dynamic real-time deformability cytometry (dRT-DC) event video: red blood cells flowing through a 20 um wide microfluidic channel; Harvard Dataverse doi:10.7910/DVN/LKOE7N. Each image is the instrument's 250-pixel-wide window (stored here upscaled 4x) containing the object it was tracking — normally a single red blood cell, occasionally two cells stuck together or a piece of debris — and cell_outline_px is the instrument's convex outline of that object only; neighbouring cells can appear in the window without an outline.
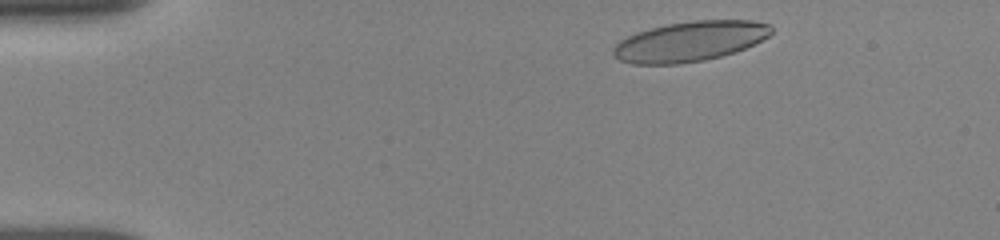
{"species": "human", "species_latin": "Homo sapiens", "temperature_condition": "room temperature", "stored_images_in_passage": 40, "camera_frame_rate_fps": 3000, "um_per_image_px": 0.085, "donor": {"sex": "female"}, "frame": {"image": 1, "passage_image": 7, "time_ms": 0.667, "image_size_px": [1000, 240], "cell_outline_px": [[772, 32], [768, 36], [744, 48], [720, 56], [704, 60], [680, 64], [632, 64], [620, 60], [612, 56], [612, 48], [620, 40], [636, 32], [668, 24], [692, 20], [752, 20], [768, 24], [772, 28]], "centroid_in_image_um": [58.59, 3.52], "position_along_channel_um": 26.4, "area_um2": 36.7}}
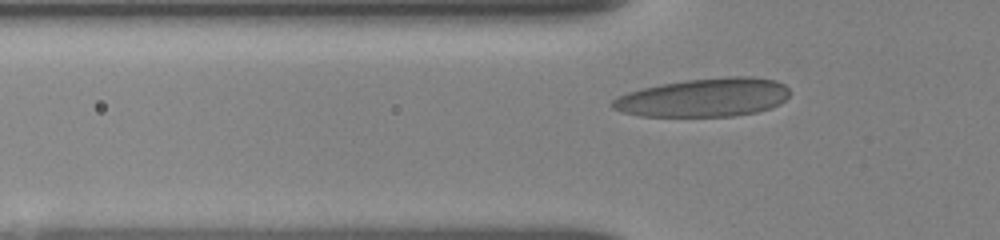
{"frame": {"image": 2, "passage_image": 31, "time_ms": 3.667, "image_size_px": [1000, 240], "cell_outline_px": [[788, 96], [780, 104], [756, 112], [732, 116], [640, 116], [620, 112], [612, 108], [608, 104], [616, 96], [640, 88], [660, 84], [684, 80], [728, 76], [752, 76], [776, 80], [784, 84], [788, 88]], "centroid_in_image_um": [59.78, 8.28], "position_along_channel_um": 66.0, "area_um2": 40.17}}
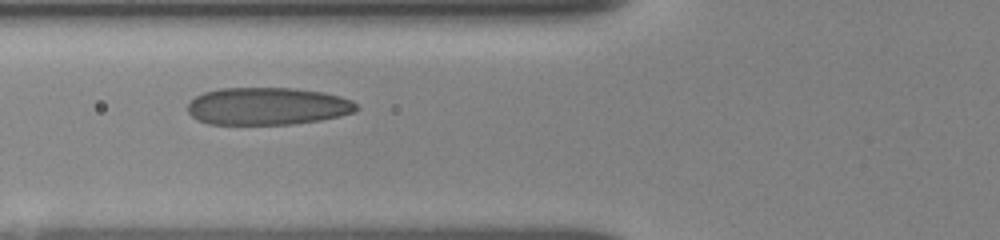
{"frame": {"image": 3, "passage_image": 39, "time_ms": 4.667, "image_size_px": [1000, 240], "cell_outline_px": [[360, 108], [356, 112], [340, 116], [320, 120], [292, 124], [208, 124], [196, 120], [188, 112], [188, 104], [196, 96], [204, 92], [220, 88], [292, 88], [320, 92], [340, 96], [352, 100]], "centroid_in_image_um": [22.74, 9.03], "position_along_channel_um": 103.1, "area_um2": 36.93}}